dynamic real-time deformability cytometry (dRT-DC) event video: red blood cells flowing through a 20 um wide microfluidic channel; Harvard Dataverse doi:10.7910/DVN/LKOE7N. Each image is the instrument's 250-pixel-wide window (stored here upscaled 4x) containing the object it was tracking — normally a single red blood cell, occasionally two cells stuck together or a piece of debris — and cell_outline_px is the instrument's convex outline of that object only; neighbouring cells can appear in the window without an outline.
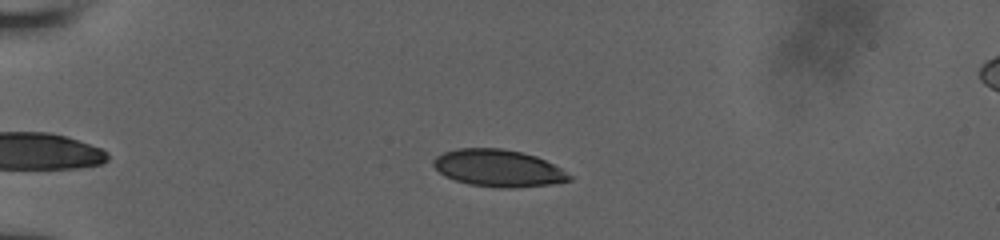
{"species": "human", "species_latin": "Homo sapiens", "temperature_condition": "room temperature", "stored_images_in_passage": 46, "camera_frame_rate_fps": 3000, "um_per_image_px": 0.085, "donor": {"sex": "male"}, "frame": {"image": 1, "passage_image": 5, "time_ms": 0.667, "image_size_px": [1000, 240], "cell_outline_px": [[576, 176], [572, 180], [548, 184], [516, 188], [496, 188], [468, 184], [444, 176], [432, 164], [432, 160], [436, 156], [444, 152], [456, 148], [500, 148], [520, 152], [536, 156]], "centroid_in_image_um": [42.35, 14.3], "position_along_channel_um": 42.6, "area_um2": 29.48}}
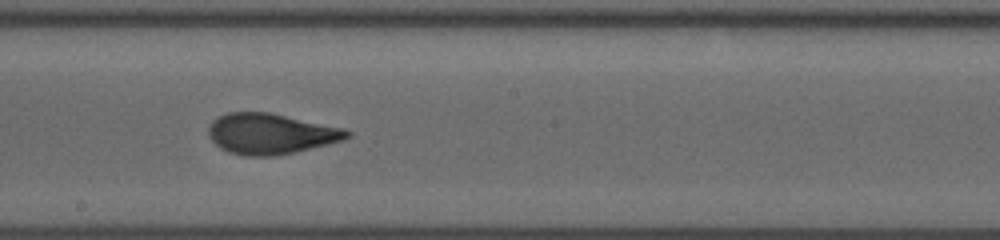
{"frame": {"image": 2, "passage_image": 26, "time_ms": 6.667, "image_size_px": [1000, 240], "cell_outline_px": [[352, 136], [344, 140], [296, 152], [276, 156], [244, 156], [228, 152], [220, 148], [208, 136], [208, 124], [212, 120], [228, 112], [268, 112], [344, 128], [352, 132]], "centroid_in_image_um": [23.0, 11.38], "position_along_channel_um": 225.2, "area_um2": 33.0}}
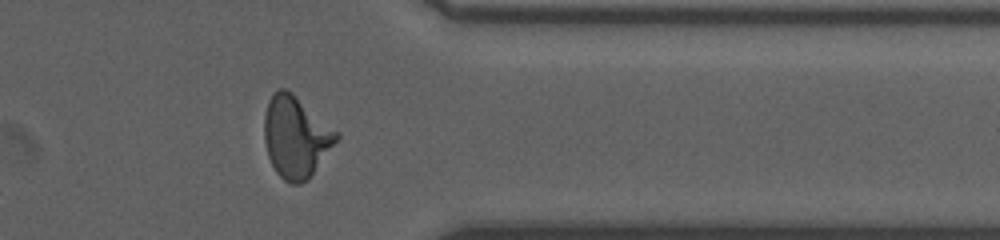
{"frame": {"image": 3, "passage_image": 43, "time_ms": 11.0, "image_size_px": [1000, 240], "cell_outline_px": [[340, 136], [308, 180], [300, 184], [292, 184], [284, 180], [276, 172], [268, 156], [264, 140], [264, 116], [268, 100], [272, 92], [280, 88], [284, 88], [292, 92], [340, 132]], "centroid_in_image_um": [25.14, 11.61], "position_along_channel_um": 386.3, "area_um2": 34.45}, "authors_computed_cell_mechanics": {"area_um2": 32.079, "velocity_mm_per_s": 3.8549, "shape_relaxation_time_tau1_ms": 5.675, "shape_relaxation_time_tau2_ms": 0.9032, "deformation_change_tau1": 0.2083, "deformation_change_tau2": 0.0754}}